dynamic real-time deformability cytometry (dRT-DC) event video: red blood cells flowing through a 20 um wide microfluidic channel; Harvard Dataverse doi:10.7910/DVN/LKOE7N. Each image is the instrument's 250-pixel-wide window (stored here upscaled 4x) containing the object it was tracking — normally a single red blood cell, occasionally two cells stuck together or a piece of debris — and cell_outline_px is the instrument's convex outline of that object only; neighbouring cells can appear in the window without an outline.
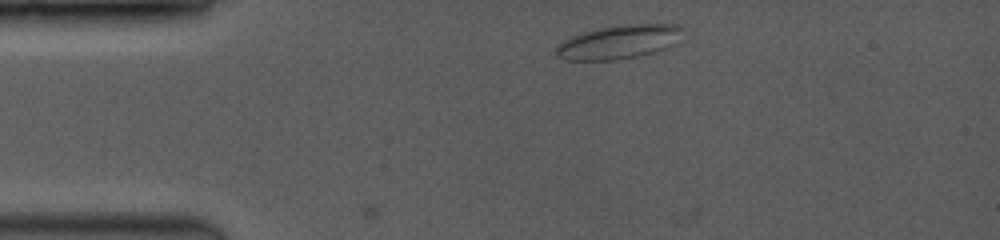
{"species": "common noctule bat (a hibernating species)", "species_latin": "Nyctalus noctula", "temperature_condition": "room temperature", "stored_images_in_passage": 2, "camera_frame_rate_fps": 3500, "um_per_image_px": 0.085, "animal": {"sex": "female", "body_mass_g": 19.0, "forearm_length_mm": 53.3}, "frame": {"image": 1, "passage_image": 1, "time_ms": 0.0, "image_size_px": [1000, 240], "cell_outline_px": [[680, 28], [672, 44], [664, 48], [652, 52], [636, 56], [616, 60], [564, 60], [556, 56], [556, 48], [560, 44], [576, 36], [588, 32], [604, 28], [644, 24], [668, 24]], "centroid_in_image_um": [52.52, 3.61], "position_along_channel_um": 32.5, "area_um2": 23.29}}